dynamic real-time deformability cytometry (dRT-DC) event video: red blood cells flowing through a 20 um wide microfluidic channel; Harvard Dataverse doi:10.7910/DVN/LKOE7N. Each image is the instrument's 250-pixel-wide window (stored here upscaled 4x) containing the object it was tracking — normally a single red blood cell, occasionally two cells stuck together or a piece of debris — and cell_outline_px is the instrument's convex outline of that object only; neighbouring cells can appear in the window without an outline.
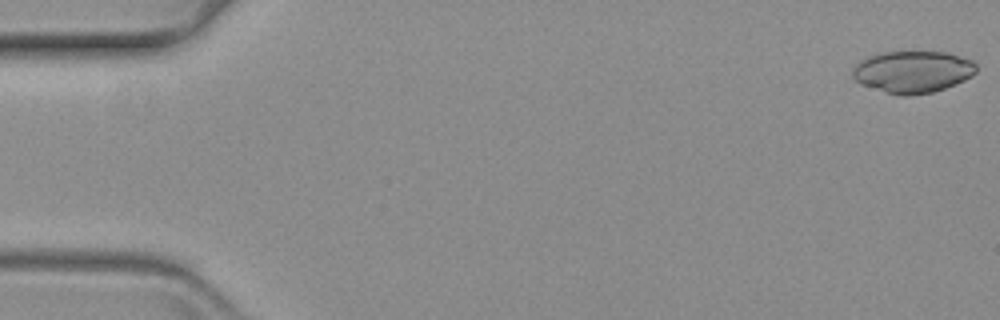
{"species": "common noctule bat (a hibernating species)", "species_latin": "Nyctalus noctula", "temperature_condition": "warm", "stored_images_in_passage": 48, "segment_of_instrument_passage": [1, 2], "camera_frame_rate_fps": 3000, "um_per_image_px": 0.085, "animal": {"sex": "female", "body_mass_g": 19.3, "forearm_length_mm": 54.1}, "frame": {"image": 1, "passage_image": 1, "time_ms": 0.0, "image_size_px": [1000, 320], "cell_outline_px": [[976, 72], [972, 76], [964, 80], [944, 88], [932, 92], [908, 96], [900, 96], [860, 84], [852, 76], [852, 68], [856, 64], [868, 56], [880, 52], [948, 52], [972, 60], [976, 64]], "centroid_in_image_um": [77.57, 6.1], "position_along_channel_um": 7.4, "area_um2": 30.23}}